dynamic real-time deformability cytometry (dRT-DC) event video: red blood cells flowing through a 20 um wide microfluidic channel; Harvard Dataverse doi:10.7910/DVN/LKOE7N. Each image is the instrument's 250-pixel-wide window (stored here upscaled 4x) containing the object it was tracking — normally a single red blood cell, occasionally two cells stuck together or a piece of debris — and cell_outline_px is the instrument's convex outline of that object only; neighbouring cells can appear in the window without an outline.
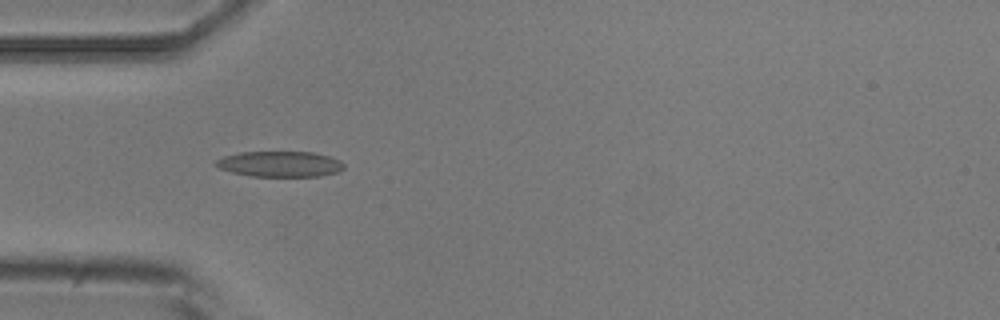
{"species": "common noctule bat (a hibernating species)", "species_latin": "Nyctalus noctula", "temperature_condition": "room temperature", "stored_images_in_passage": 4, "camera_frame_rate_fps": 3000, "um_per_image_px": 0.085, "animal": {"sex": "male", "body_mass_g": 20.5, "forearm_length_mm": 52.5}, "frame": {"image": 1, "passage_image": 3, "time_ms": 3.333, "image_size_px": [1000, 320], "cell_outline_px": [[344, 168], [340, 172], [320, 176], [252, 176], [232, 172], [220, 168], [212, 164], [216, 160], [224, 156], [240, 152], [312, 152], [332, 156], [340, 160], [344, 164]], "centroid_in_image_um": [23.83, 13.94], "position_along_channel_um": 61.2, "area_um2": 19.25}}
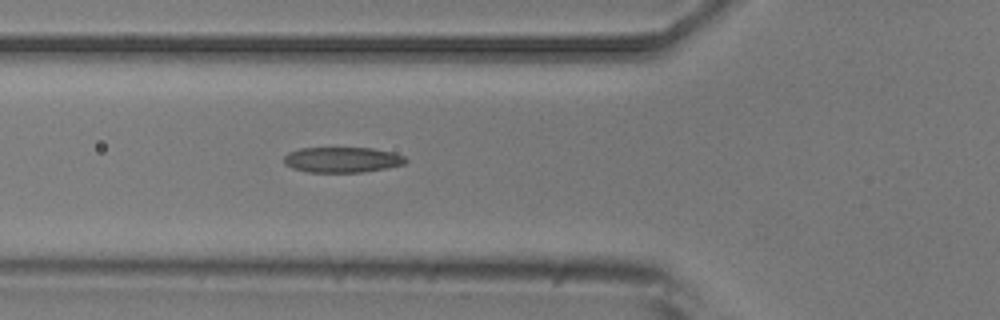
{"frame": {"image": 2, "passage_image": 4, "time_ms": 4.333, "image_size_px": [1000, 320], "cell_outline_px": [[408, 160], [404, 164], [388, 168], [364, 172], [308, 172], [292, 168], [284, 164], [284, 156], [288, 152], [300, 148], [372, 148], [392, 152], [404, 156]], "centroid_in_image_um": [29.09, 13.58], "position_along_channel_um": 96.7, "area_um2": 18.15}}